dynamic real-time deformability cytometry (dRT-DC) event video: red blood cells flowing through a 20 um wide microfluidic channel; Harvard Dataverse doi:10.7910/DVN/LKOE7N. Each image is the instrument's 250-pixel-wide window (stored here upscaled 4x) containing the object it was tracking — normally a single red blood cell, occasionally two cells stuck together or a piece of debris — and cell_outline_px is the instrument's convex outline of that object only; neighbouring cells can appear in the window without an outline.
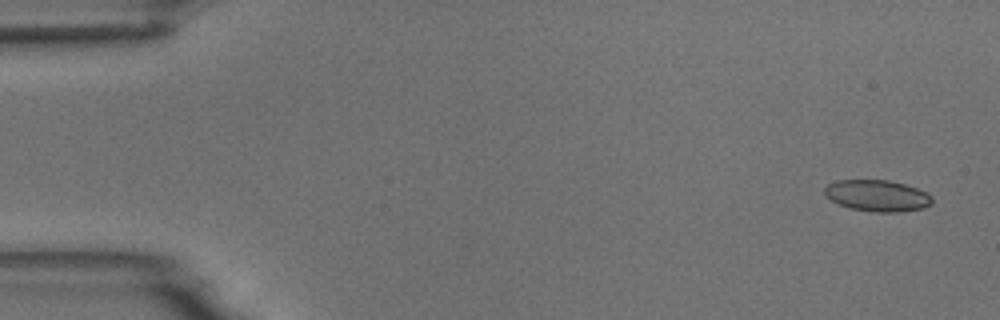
{"species": "common noctule bat (a hibernating species)", "species_latin": "Nyctalus noctula", "temperature_condition": "room temperature", "stored_images_in_passage": 5, "camera_frame_rate_fps": 3000, "um_per_image_px": 0.085, "animal": {"sex": "male", "body_mass_g": 18.8}, "frame": {"image": 1, "passage_image": 1, "time_ms": 0.0, "image_size_px": [1000, 320], "cell_outline_px": [[932, 204], [924, 208], [900, 212], [872, 212], [848, 208], [832, 200], [824, 192], [824, 188], [828, 184], [836, 180], [888, 180], [904, 184], [916, 188], [932, 196]], "centroid_in_image_um": [74.58, 16.64], "position_along_channel_um": 10.4, "area_um2": 19.65}}
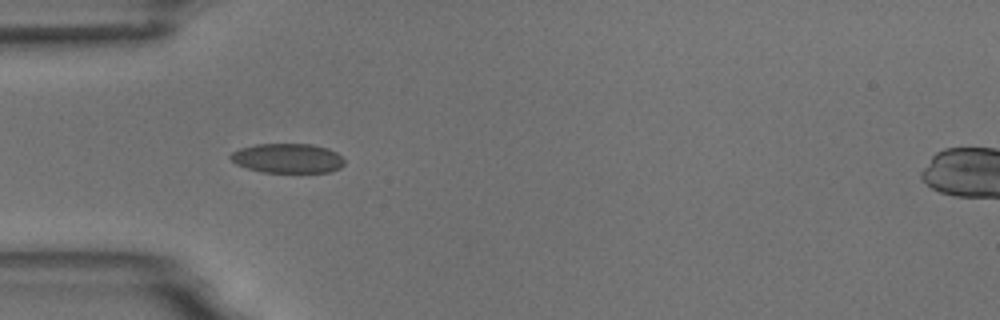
{"frame": {"image": 2, "passage_image": 5, "time_ms": 4.667, "image_size_px": [1000, 320], "cell_outline_px": [[344, 164], [340, 168], [328, 172], [260, 172], [236, 164], [228, 156], [232, 152], [240, 148], [256, 144], [312, 144], [328, 148], [336, 152], [344, 160]], "centroid_in_image_um": [24.44, 13.45], "position_along_channel_um": 60.6, "area_um2": 19.59}}